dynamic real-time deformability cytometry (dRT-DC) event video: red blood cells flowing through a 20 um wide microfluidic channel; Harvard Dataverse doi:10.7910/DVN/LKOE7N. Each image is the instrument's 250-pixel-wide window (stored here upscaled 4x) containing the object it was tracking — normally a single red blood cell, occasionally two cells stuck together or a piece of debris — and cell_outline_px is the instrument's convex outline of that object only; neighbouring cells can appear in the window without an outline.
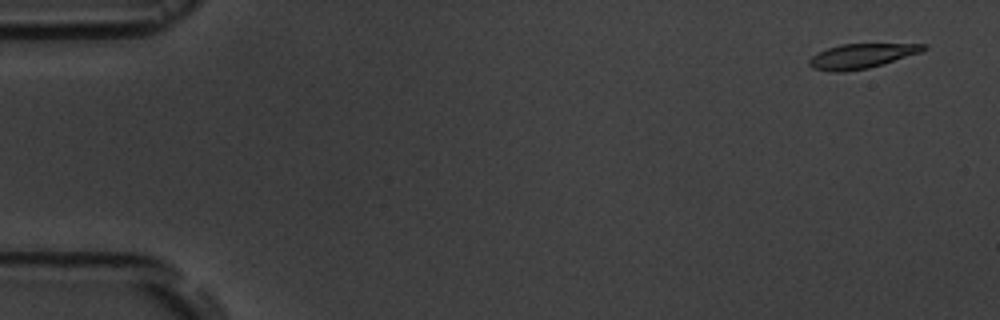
{"species": "common noctule bat (a hibernating species)", "species_latin": "Nyctalus noctula", "temperature_condition": "room temperature", "stored_images_in_passage": 5, "camera_frame_rate_fps": 3000, "um_per_image_px": 0.085, "animal": {"sex": "male", "body_mass_g": 19.5, "forearm_length_mm": 54.6}, "frame": {"image": 1, "passage_image": 1, "time_ms": 0.0, "image_size_px": [1000, 320], "cell_outline_px": [[928, 48], [920, 52], [868, 68], [844, 72], [832, 72], [812, 68], [808, 64], [808, 60], [816, 52], [840, 44], [928, 44]], "centroid_in_image_um": [73.17, 4.76], "position_along_channel_um": 11.8, "area_um2": 16.3}}
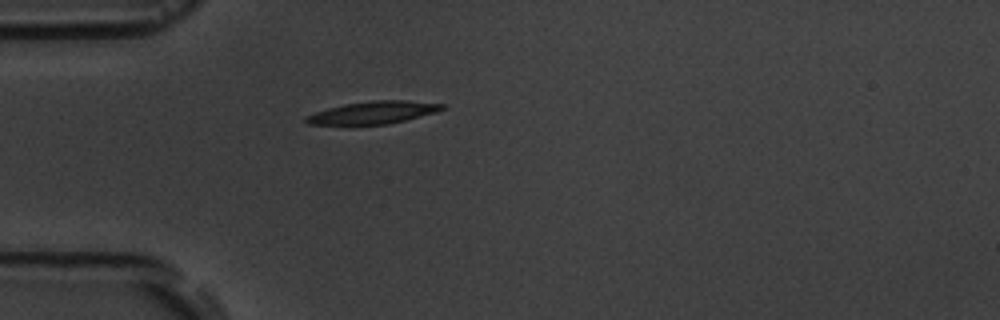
{"frame": {"image": 2, "passage_image": 5, "time_ms": 4.333, "image_size_px": [1000, 320], "cell_outline_px": [[444, 108], [436, 112], [388, 124], [352, 128], [308, 124], [304, 120], [304, 116], [328, 108], [344, 104], [372, 100], [408, 100], [444, 104]], "centroid_in_image_um": [31.59, 9.62], "position_along_channel_um": 53.4, "area_um2": 18.79}}